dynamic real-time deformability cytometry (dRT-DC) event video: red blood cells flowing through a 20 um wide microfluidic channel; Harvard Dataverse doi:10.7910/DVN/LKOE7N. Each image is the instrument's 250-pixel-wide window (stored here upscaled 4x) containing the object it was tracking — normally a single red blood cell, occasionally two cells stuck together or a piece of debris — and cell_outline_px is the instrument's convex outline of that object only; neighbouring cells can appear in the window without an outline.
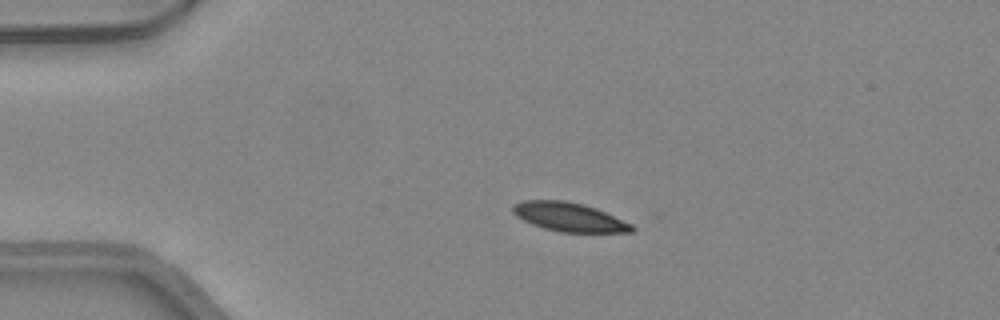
{"species": "common noctule bat (a hibernating species)", "species_latin": "Nyctalus noctula", "temperature_condition": "warm", "stored_images_in_passage": 41, "camera_frame_rate_fps": 3000, "um_per_image_px": 0.085, "animal": {"sex": "female", "body_mass_g": 24.6, "forearm_length_mm": 56.2}, "frame": {"image": 1, "passage_image": 11, "time_ms": 3.333, "image_size_px": [1000, 320], "cell_outline_px": [[636, 228], [632, 232], [560, 232], [544, 228], [532, 224], [516, 216], [512, 212], [512, 204], [524, 200], [564, 200], [596, 208], [632, 224]], "centroid_in_image_um": [48.36, 18.44], "position_along_channel_um": 36.6, "area_um2": 19.94}}
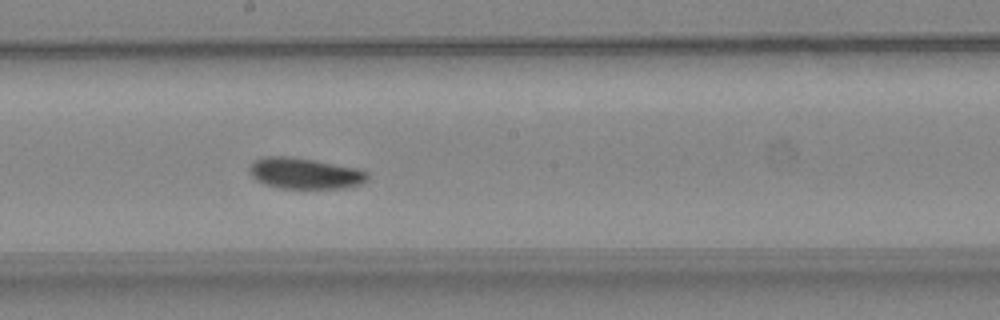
{"frame": {"image": 2, "passage_image": 27, "time_ms": 8.667, "image_size_px": [1000, 320], "cell_outline_px": [[368, 180], [360, 184], [344, 188], [280, 188], [264, 184], [256, 180], [248, 172], [248, 168], [252, 160], [264, 156], [288, 156], [316, 160], [356, 168], [368, 172]], "centroid_in_image_um": [25.86, 14.72], "position_along_channel_um": 222.3, "area_um2": 21.56}}
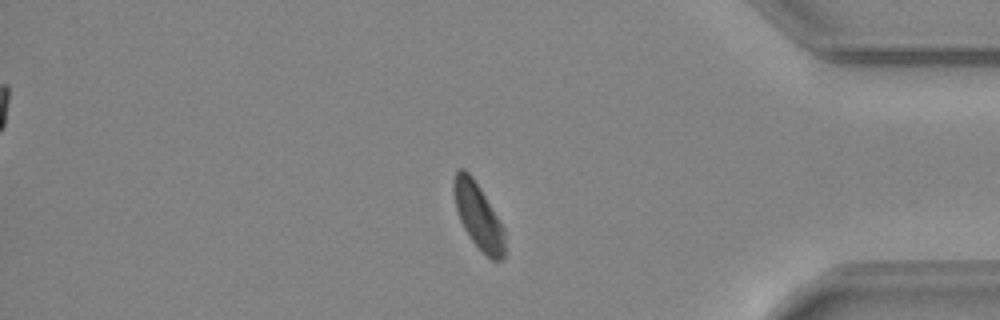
{"frame": {"image": 3, "passage_image": 41, "time_ms": 13.333, "image_size_px": [1000, 320], "cell_outline_px": [[504, 256], [500, 260], [492, 260], [468, 236], [460, 220], [456, 208], [452, 188], [452, 184], [456, 172], [460, 168], [464, 168], [472, 176], [480, 188], [504, 228]], "centroid_in_image_um": [40.63, 18.33], "position_along_channel_um": 394.6, "area_um2": 19.13}, "authors_computed_cell_mechanics": {"area_um2": 21.1548, "velocity_mm_per_s": 4.2754, "shape_relaxation_time_tau1_ms": 3.0902, "shape_relaxation_time_tau2_ms": 9.5697, "deformation_change_tau1": 0.0957, "deformation_change_tau2": 0.1323}}